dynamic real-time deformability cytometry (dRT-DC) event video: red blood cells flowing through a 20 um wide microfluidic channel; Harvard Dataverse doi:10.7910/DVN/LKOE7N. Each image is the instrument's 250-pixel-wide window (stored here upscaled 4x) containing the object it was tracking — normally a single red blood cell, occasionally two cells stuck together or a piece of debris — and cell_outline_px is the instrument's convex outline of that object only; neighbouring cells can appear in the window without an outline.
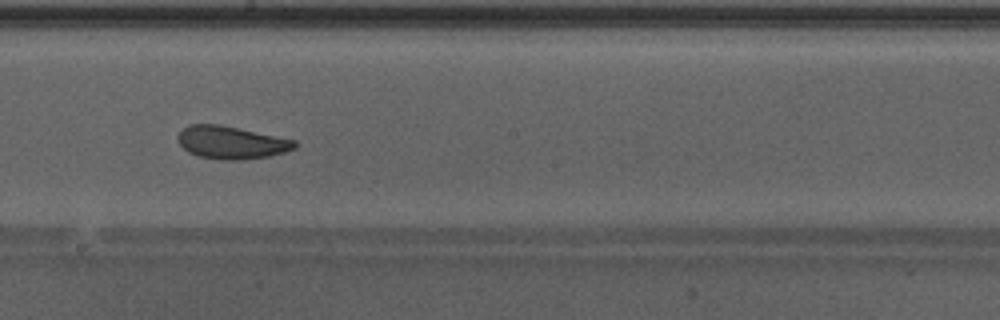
{"species": "Egyptian fruit bat (a non-hibernating species)", "species_latin": "Rousettus aegyptiacus", "temperature_condition": "warm", "stored_images_in_passage": 49, "camera_frame_rate_fps": 3000, "um_per_image_px": 0.085, "animal": {"sex": "male"}, "frame": {"image": 1, "passage_image": 28, "time_ms": 9.0, "image_size_px": [1000, 320], "cell_outline_px": [[296, 148], [284, 152], [268, 156], [240, 160], [220, 160], [196, 156], [188, 152], [180, 144], [176, 136], [188, 124], [220, 124], [296, 140]], "centroid_in_image_um": [19.64, 12.11], "position_along_channel_um": 228.6, "area_um2": 22.37}, "authors_computed_cell_mechanics": {"area_um2": 23.8714, "velocity_mm_per_s": 4.2497, "shape_relaxation_time_tau1_ms": 3.138, "shape_relaxation_time_tau2_ms": 1.6616, "deformation_change_tau1": 0.1125, "deformation_change_tau2": 0.0863}}